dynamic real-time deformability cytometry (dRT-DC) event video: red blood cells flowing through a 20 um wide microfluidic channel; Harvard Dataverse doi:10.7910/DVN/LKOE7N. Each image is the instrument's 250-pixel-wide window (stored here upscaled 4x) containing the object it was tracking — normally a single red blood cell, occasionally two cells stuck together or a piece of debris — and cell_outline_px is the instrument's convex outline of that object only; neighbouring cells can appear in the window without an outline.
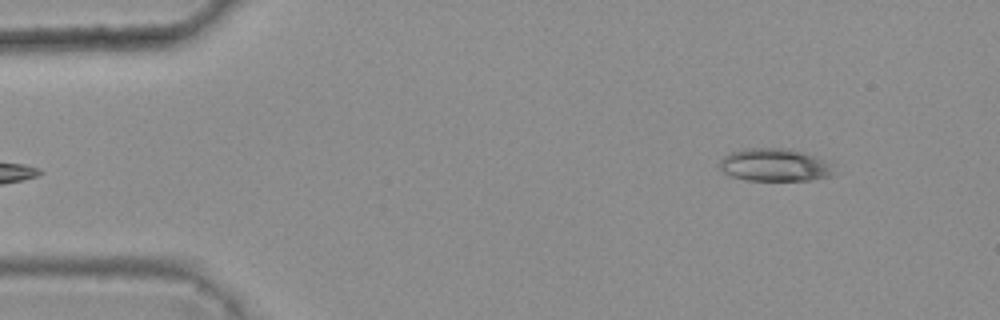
{"species": "common noctule bat (a hibernating species)", "species_latin": "Nyctalus noctula", "temperature_condition": "warm", "stored_images_in_passage": 4, "camera_frame_rate_fps": 3000, "um_per_image_px": 0.085, "animal": {"sex": "female", "body_mass_g": 25.1}, "frame": {"image": 1, "passage_image": 4, "time_ms": 1.0, "image_size_px": [1000, 320], "cell_outline_px": [[832, 176], [812, 180], [748, 180], [732, 176], [724, 172], [720, 168], [720, 160], [728, 152], [744, 148], [788, 148], [804, 152], [832, 164]], "centroid_in_image_um": [65.83, 14.01], "position_along_channel_um": 19.2, "area_um2": 21.79}}